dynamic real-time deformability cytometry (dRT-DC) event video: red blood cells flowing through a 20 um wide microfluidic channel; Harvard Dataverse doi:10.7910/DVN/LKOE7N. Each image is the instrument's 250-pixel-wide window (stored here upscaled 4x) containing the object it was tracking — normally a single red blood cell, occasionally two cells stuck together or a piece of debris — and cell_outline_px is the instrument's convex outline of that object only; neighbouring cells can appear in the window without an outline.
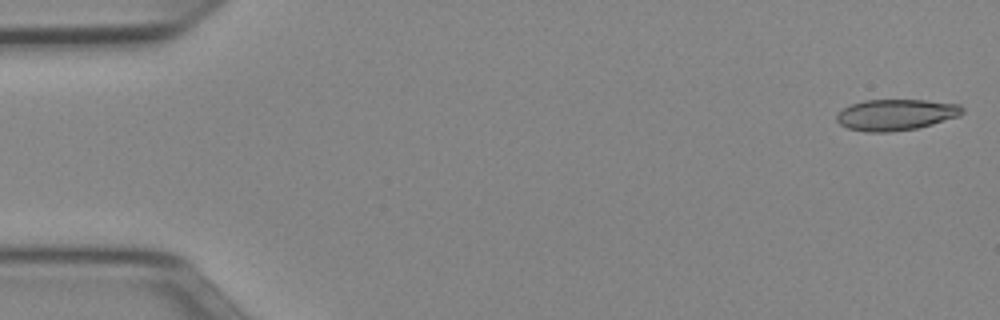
{"species": "Egyptian fruit bat (a non-hibernating species)", "species_latin": "Rousettus aegyptiacus", "temperature_condition": "cold", "stored_images_in_passage": 50, "camera_frame_rate_fps": 3000, "um_per_image_px": 0.085, "animal": {"sex": "female"}, "frame": {"image": 1, "passage_image": 1, "time_ms": 0.0, "image_size_px": [1000, 320], "cell_outline_px": [[964, 112], [960, 116], [932, 124], [916, 128], [888, 132], [868, 132], [848, 128], [840, 124], [836, 120], [836, 116], [844, 108], [852, 104], [864, 100], [924, 100], [960, 104], [964, 108]], "centroid_in_image_um": [76.18, 9.75], "position_along_channel_um": 8.8, "area_um2": 22.72}}
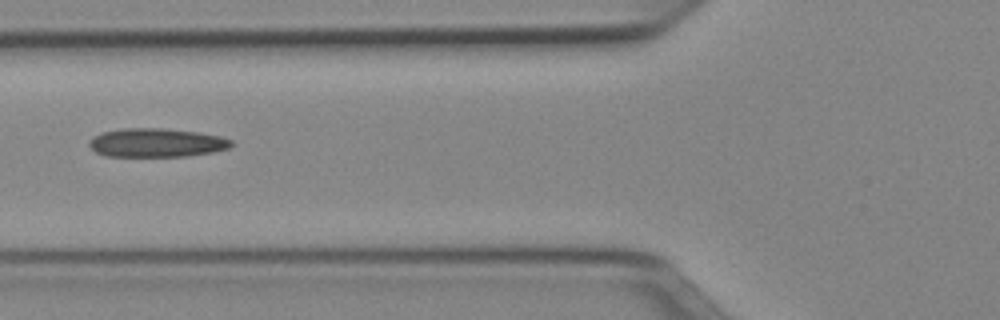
{"frame": {"image": 2, "passage_image": 19, "time_ms": 6.0, "image_size_px": [1000, 320], "cell_outline_px": [[232, 144], [228, 148], [212, 152], [188, 156], [104, 156], [96, 152], [88, 144], [88, 140], [92, 136], [100, 132], [124, 128], [160, 128], [196, 132], [220, 136], [232, 140]], "centroid_in_image_um": [13.24, 12.13], "position_along_channel_um": 112.6, "area_um2": 23.81}}
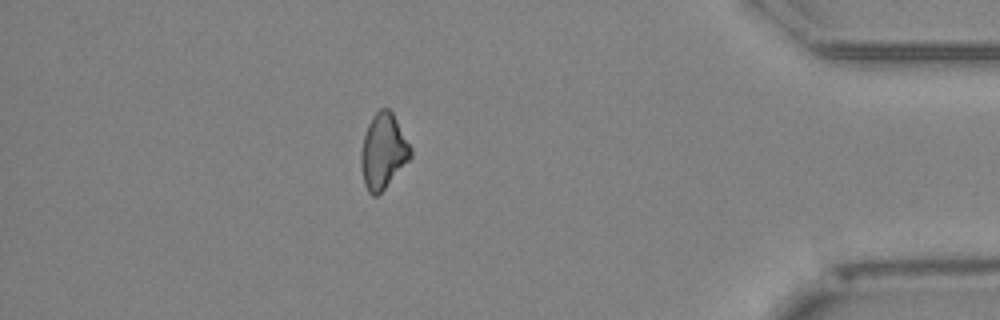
{"frame": {"image": 3, "passage_image": 44, "time_ms": 14.333, "image_size_px": [1000, 320], "cell_outline_px": [[412, 156], [384, 188], [376, 196], [372, 196], [368, 192], [364, 184], [360, 164], [360, 152], [364, 136], [368, 124], [372, 116], [380, 108], [388, 108], [392, 112], [412, 148]], "centroid_in_image_um": [32.55, 12.85], "position_along_channel_um": 402.6, "area_um2": 21.56}}